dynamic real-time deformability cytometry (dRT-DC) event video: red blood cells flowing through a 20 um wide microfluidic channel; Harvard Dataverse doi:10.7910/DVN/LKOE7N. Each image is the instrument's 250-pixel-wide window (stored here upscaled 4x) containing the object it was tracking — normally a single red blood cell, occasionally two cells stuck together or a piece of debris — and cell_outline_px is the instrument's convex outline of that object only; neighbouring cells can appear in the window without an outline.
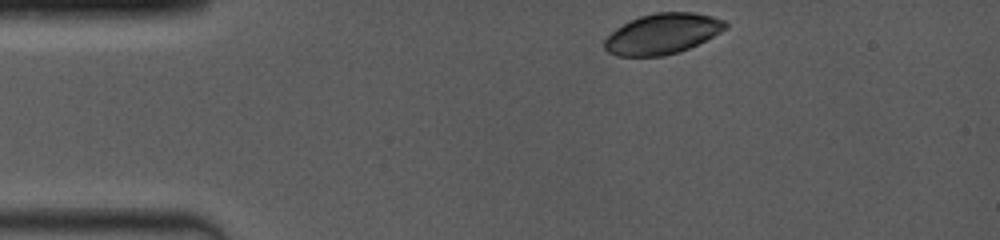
{"species": "common noctule bat (a hibernating species)", "species_latin": "Nyctalus noctula", "temperature_condition": "room temperature", "stored_images_in_passage": 7, "camera_frame_rate_fps": 4000, "um_per_image_px": 0.085, "animal": {"sex": "female", "body_mass_g": 19.0, "forearm_length_mm": 53.3}, "frame": {"image": 1, "passage_image": 1, "time_ms": 0.0, "image_size_px": [1000, 240], "cell_outline_px": [[728, 28], [680, 52], [664, 56], [616, 56], [608, 52], [604, 48], [604, 40], [616, 28], [628, 20], [640, 16], [656, 12], [692, 12], [712, 16], [724, 20], [728, 24]], "centroid_in_image_um": [56.28, 2.87], "position_along_channel_um": 28.7, "area_um2": 28.55}}
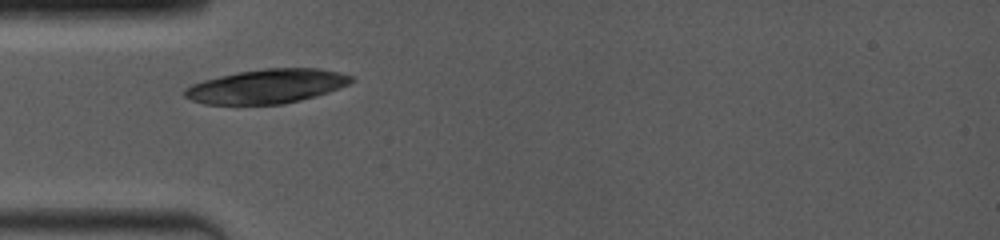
{"frame": {"image": 2, "passage_image": 7, "time_ms": 2.25, "image_size_px": [1000, 240], "cell_outline_px": [[356, 80], [348, 84], [328, 92], [316, 96], [284, 104], [204, 104], [192, 100], [184, 96], [184, 88], [192, 84], [204, 80], [220, 76], [240, 72], [264, 68], [320, 68], [340, 72], [352, 76]], "centroid_in_image_um": [22.7, 7.33], "position_along_channel_um": 62.3, "area_um2": 33.12}}